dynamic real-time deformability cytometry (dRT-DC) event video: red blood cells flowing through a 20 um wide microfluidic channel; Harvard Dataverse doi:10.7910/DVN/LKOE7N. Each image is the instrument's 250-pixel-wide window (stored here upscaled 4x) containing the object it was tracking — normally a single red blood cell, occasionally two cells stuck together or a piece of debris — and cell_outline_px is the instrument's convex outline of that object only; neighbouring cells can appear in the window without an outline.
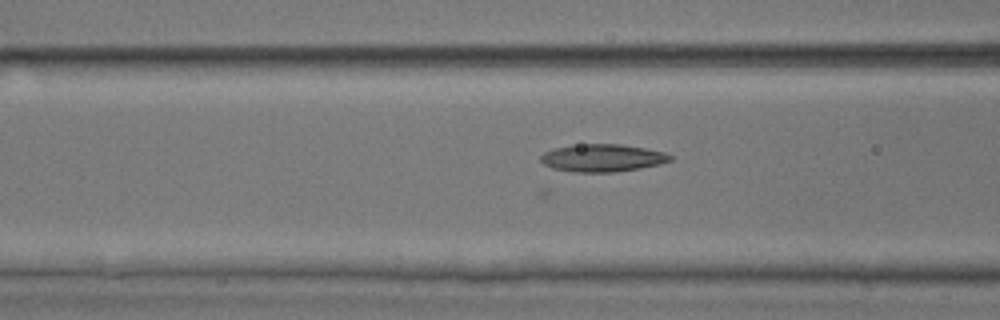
{"species": "common noctule bat (a hibernating species)", "species_latin": "Nyctalus noctula", "temperature_condition": "room temperature", "stored_images_in_passage": 23, "camera_frame_rate_fps": 3000, "um_per_image_px": 0.085, "animal": {"sex": "male", "body_mass_g": 17.9, "forearm_length_mm": 54.2}, "frame": {"image": 1, "passage_image": 7, "time_ms": 2.0, "image_size_px": [1000, 320], "cell_outline_px": [[672, 160], [660, 164], [640, 168], [616, 172], [572, 172], [552, 168], [544, 164], [540, 160], [540, 156], [544, 152], [552, 148], [572, 144], [620, 144], [644, 148], [664, 152], [672, 156]], "centroid_in_image_um": [51.17, 13.42], "position_along_channel_um": 115.4, "area_um2": 20.98}}
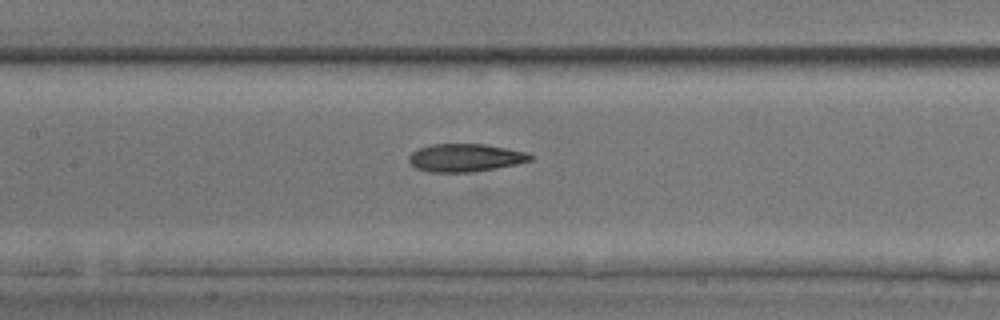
{"frame": {"image": 2, "passage_image": 11, "time_ms": 3.333, "image_size_px": [1000, 320], "cell_outline_px": [[532, 160], [516, 164], [472, 172], [428, 172], [416, 168], [408, 160], [408, 156], [412, 152], [420, 148], [432, 144], [484, 144], [524, 152], [532, 156]], "centroid_in_image_um": [39.5, 13.41], "position_along_channel_um": 167.9, "area_um2": 19.48}}
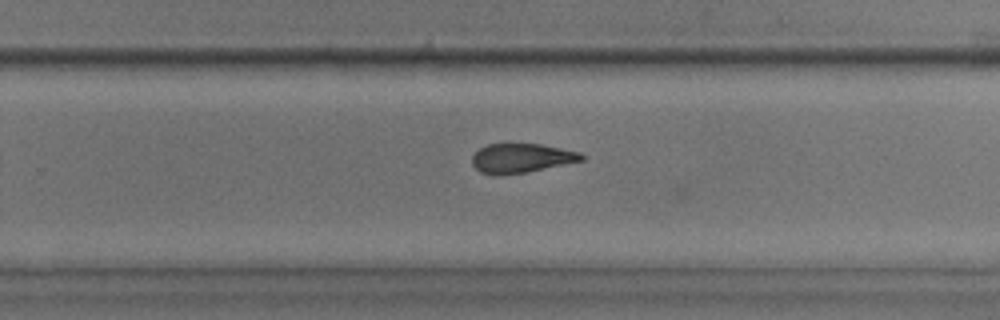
{"frame": {"image": 3, "passage_image": 20, "time_ms": 6.333, "image_size_px": [1000, 320], "cell_outline_px": [[584, 160], [528, 172], [500, 176], [496, 176], [480, 172], [472, 164], [472, 156], [480, 148], [488, 144], [540, 144], [580, 152], [584, 156]], "centroid_in_image_um": [44.3, 13.46], "position_along_channel_um": 285.5, "area_um2": 18.73}}